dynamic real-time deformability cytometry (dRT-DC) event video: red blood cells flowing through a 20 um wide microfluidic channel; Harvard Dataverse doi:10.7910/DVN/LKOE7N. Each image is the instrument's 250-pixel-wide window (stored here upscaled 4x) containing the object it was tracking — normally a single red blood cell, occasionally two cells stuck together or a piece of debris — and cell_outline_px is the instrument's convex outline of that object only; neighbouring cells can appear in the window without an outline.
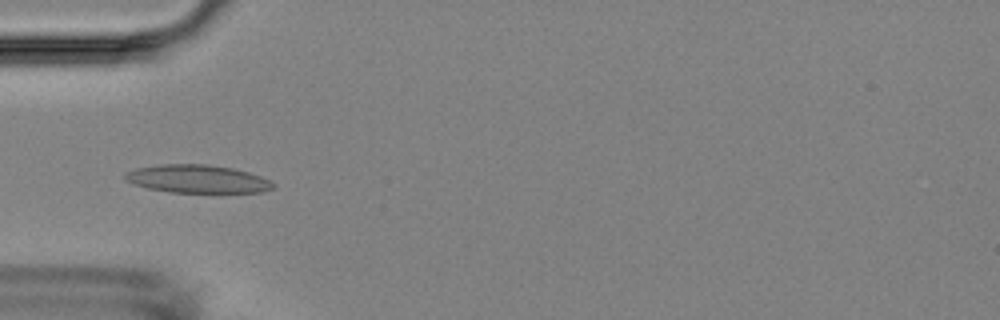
{"species": "Egyptian fruit bat (a non-hibernating species)", "species_latin": "Rousettus aegyptiacus", "temperature_condition": "room temperature", "stored_images_in_passage": 13, "camera_frame_rate_fps": 3000, "um_per_image_px": 0.085, "animal": {"sex": "female"}, "frame": {"image": 1, "passage_image": 4, "time_ms": 4.333, "image_size_px": [1000, 320], "cell_outline_px": [[276, 188], [264, 192], [168, 192], [148, 188], [132, 184], [124, 180], [124, 172], [136, 168], [160, 164], [204, 164], [232, 168], [248, 172], [260, 176], [276, 184]], "centroid_in_image_um": [16.75, 15.21], "position_along_channel_um": 68.2, "area_um2": 24.33}}
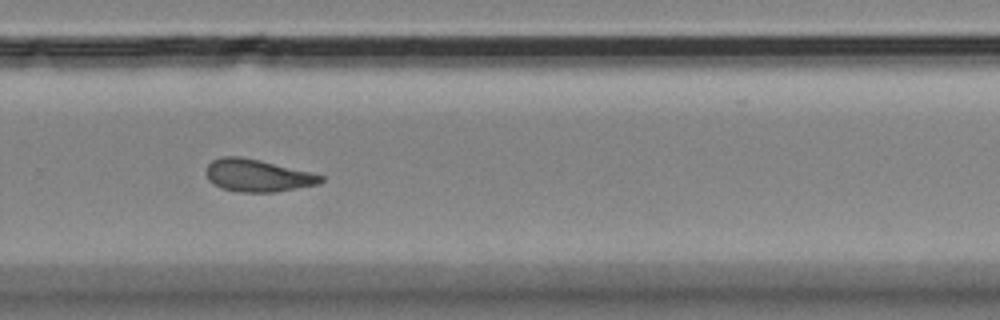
{"frame": {"image": 2, "passage_image": 10, "time_ms": 11.0, "image_size_px": [1000, 320], "cell_outline_px": [[324, 180], [320, 184], [276, 192], [240, 192], [220, 188], [208, 180], [208, 164], [212, 160], [220, 156], [240, 156], [260, 160], [312, 172], [324, 176]], "centroid_in_image_um": [21.93, 14.92], "position_along_channel_um": 307.9, "area_um2": 21.73}}
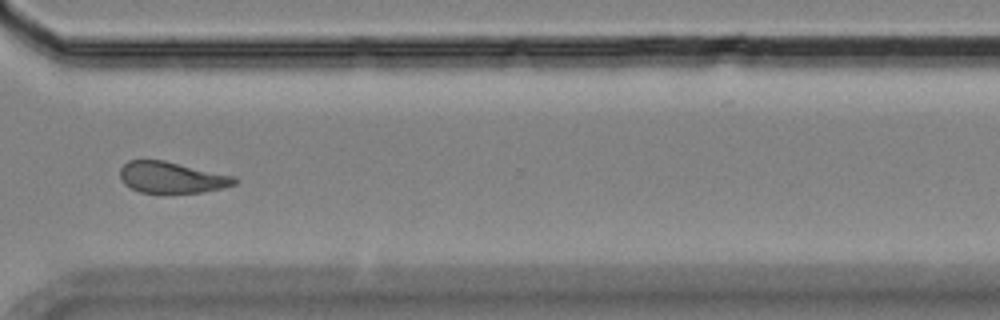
{"frame": {"image": 3, "passage_image": 11, "time_ms": 12.333, "image_size_px": [1000, 320], "cell_outline_px": [[240, 180], [236, 184], [224, 188], [204, 192], [140, 192], [124, 184], [120, 180], [120, 168], [128, 160], [164, 160], [236, 176]], "centroid_in_image_um": [14.64, 15.07], "position_along_channel_um": 356.0, "area_um2": 20.98}, "authors_computed_cell_mechanics": {"area_um2": 22.1374, "velocity_mm_per_s": 3.597, "shape_relaxation_time_tau1_ms": 3.9508, "shape_relaxation_time_tau2_ms": 2.8762, "deformation_change_tau1": 0.0977, "deformation_change_tau2": 0.0911}}